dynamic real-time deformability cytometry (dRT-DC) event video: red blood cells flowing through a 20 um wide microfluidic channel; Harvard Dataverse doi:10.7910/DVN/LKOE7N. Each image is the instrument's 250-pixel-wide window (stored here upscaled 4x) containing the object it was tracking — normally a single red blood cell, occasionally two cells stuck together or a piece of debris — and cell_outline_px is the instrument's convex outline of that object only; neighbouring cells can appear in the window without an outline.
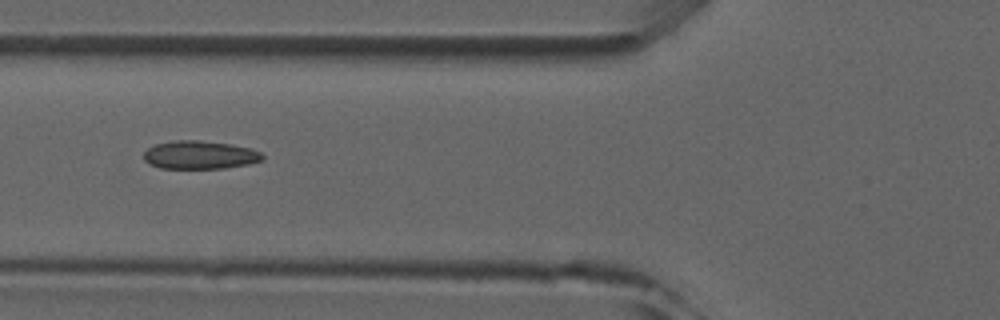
{"species": "common noctule bat (a hibernating species)", "species_latin": "Nyctalus noctula", "temperature_condition": "room temperature", "stored_images_in_passage": 6, "camera_frame_rate_fps": 3000, "um_per_image_px": 0.085, "animal": {"sex": "male", "forearm_length_mm": 52.5}, "frame": {"image": 1, "passage_image": 6, "time_ms": 5.667, "image_size_px": [1000, 320], "cell_outline_px": [[264, 156], [260, 160], [248, 164], [224, 168], [160, 168], [148, 164], [144, 160], [144, 152], [148, 148], [156, 144], [176, 140], [200, 140], [232, 144], [248, 148], [260, 152]], "centroid_in_image_um": [16.94, 13.17], "position_along_channel_um": 108.9, "area_um2": 19.42}}